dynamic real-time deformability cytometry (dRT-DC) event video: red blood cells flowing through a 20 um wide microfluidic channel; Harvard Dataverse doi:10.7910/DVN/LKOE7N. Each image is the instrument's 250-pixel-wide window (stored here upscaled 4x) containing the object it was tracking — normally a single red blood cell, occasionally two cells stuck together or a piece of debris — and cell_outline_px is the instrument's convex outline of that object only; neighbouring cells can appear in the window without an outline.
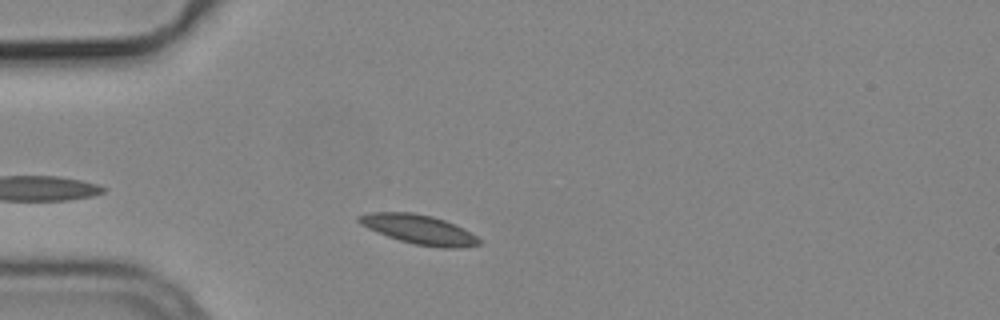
{"species": "common noctule bat (a hibernating species)", "species_latin": "Nyctalus noctula", "temperature_condition": "cold", "stored_images_in_passage": 42, "camera_frame_rate_fps": 3000, "um_per_image_px": 0.085, "animal": {"sex": "male", "body_mass_g": 19.2, "forearm_length_mm": 51.8}, "frame": {"image": 1, "passage_image": 5, "time_ms": 1.333, "image_size_px": [1000, 320], "cell_outline_px": [[484, 244], [460, 248], [444, 248], [416, 244], [400, 240], [388, 236], [368, 228], [360, 224], [356, 220], [356, 216], [372, 212], [412, 212], [432, 216], [444, 220], [464, 228], [476, 236]], "centroid_in_image_um": [35.63, 19.5], "position_along_channel_um": 49.4, "area_um2": 20.52}}
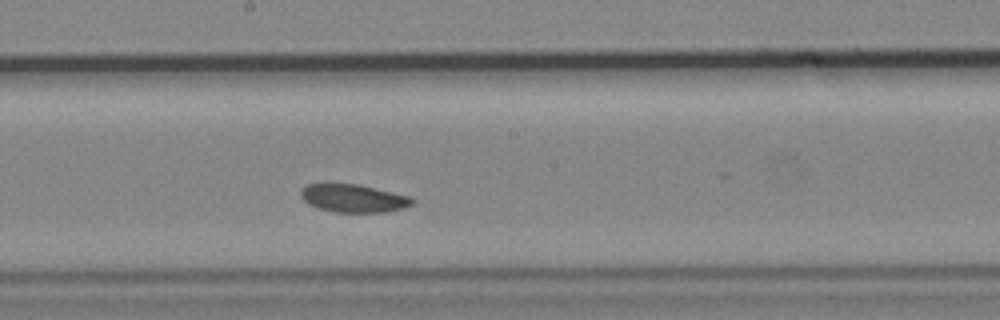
{"frame": {"image": 2, "passage_image": 20, "time_ms": 6.333, "image_size_px": [1000, 320], "cell_outline_px": [[416, 200], [412, 204], [404, 208], [384, 212], [332, 212], [316, 208], [308, 204], [300, 196], [300, 188], [308, 184], [320, 180], [328, 180], [356, 184], [412, 196]], "centroid_in_image_um": [29.95, 16.8], "position_along_channel_um": 218.3, "area_um2": 19.13}}
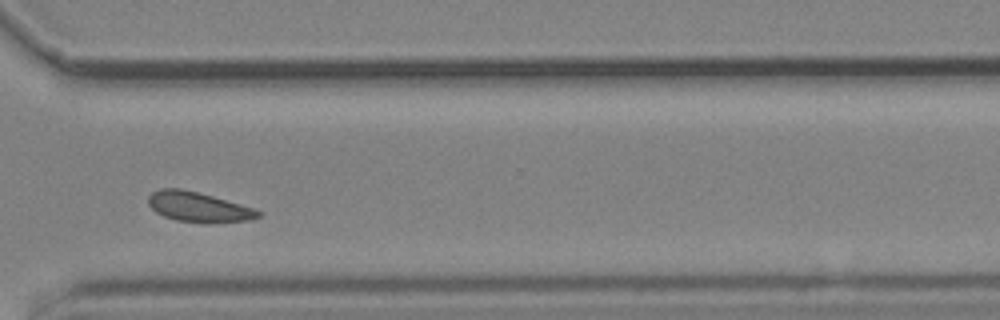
{"frame": {"image": 3, "passage_image": 31, "time_ms": 10.0, "image_size_px": [1000, 320], "cell_outline_px": [[264, 212], [260, 216], [252, 220], [208, 224], [176, 220], [164, 216], [156, 212], [148, 204], [148, 196], [152, 192], [160, 188], [180, 188], [212, 196], [240, 204]], "centroid_in_image_um": [16.88, 17.61], "position_along_channel_um": 353.7, "area_um2": 19.31}, "authors_computed_cell_mechanics": {"area_um2": 18.9584, "velocity_mm_per_s": 3.6904, "shape_relaxation_time_tau1_ms": 1.0536, "shape_relaxation_time_tau2_ms": null, "deformation_change_tau1": 0.0594, "deformation_change_tau2": null}}